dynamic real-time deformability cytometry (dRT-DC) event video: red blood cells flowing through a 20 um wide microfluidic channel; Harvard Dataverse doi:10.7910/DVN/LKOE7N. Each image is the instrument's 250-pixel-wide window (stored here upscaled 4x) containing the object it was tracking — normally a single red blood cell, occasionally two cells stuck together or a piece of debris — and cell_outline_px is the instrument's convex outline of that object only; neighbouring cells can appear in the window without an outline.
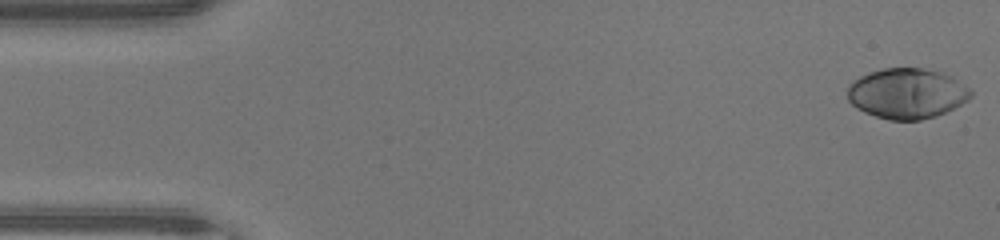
{"species": "human", "species_latin": "Homo sapiens", "temperature_condition": "warm", "stored_images_in_passage": 47, "camera_frame_rate_fps": 3000, "um_per_image_px": 0.085, "donor": {"sex": "male"}, "frame": {"image": 1, "passage_image": 1, "time_ms": 0.0, "image_size_px": [1000, 240], "cell_outline_px": [[972, 96], [968, 100], [936, 116], [920, 120], [888, 120], [864, 112], [856, 108], [848, 100], [848, 84], [852, 80], [868, 72], [884, 68], [924, 68], [940, 72], [952, 76], [968, 88], [972, 92]], "centroid_in_image_um": [77.06, 7.94], "position_along_channel_um": 7.9, "area_um2": 36.18}}
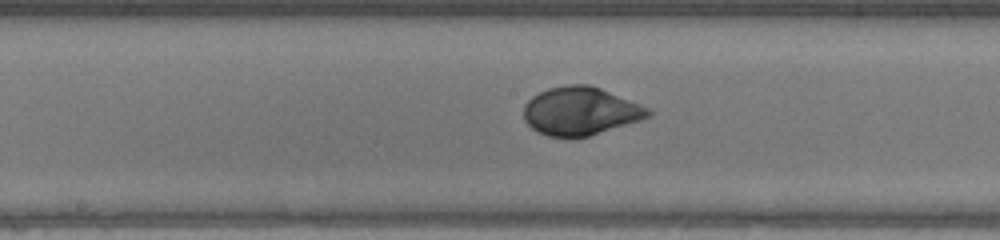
{"frame": {"image": 2, "passage_image": 24, "time_ms": 7.667, "image_size_px": [1000, 240], "cell_outline_px": [[652, 112], [648, 116], [640, 120], [588, 136], [548, 136], [536, 132], [524, 120], [524, 104], [532, 96], [548, 88], [568, 84], [588, 84], [600, 88], [640, 104], [648, 108]], "centroid_in_image_um": [49.3, 9.43], "position_along_channel_um": 198.9, "area_um2": 34.56}}
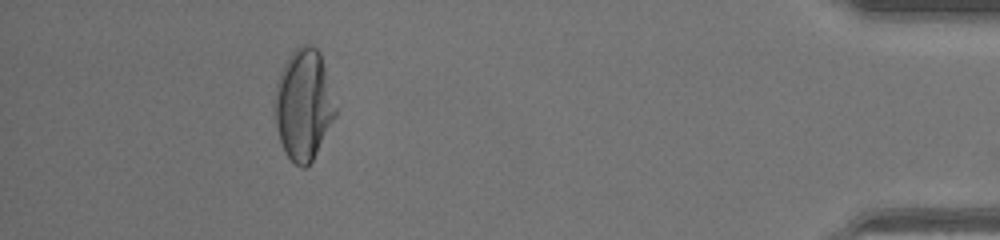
{"frame": {"image": 3, "passage_image": 43, "time_ms": 14.0, "image_size_px": [1000, 240], "cell_outline_px": [[336, 116], [312, 160], [304, 168], [300, 168], [284, 152], [280, 140], [276, 124], [276, 84], [280, 72], [288, 56], [300, 44], [312, 44], [320, 52], [336, 108]], "centroid_in_image_um": [25.81, 8.88], "position_along_channel_um": 409.4, "area_um2": 38.67}, "authors_computed_cell_mechanics": {"area_um2": 35.4314, "velocity_mm_per_s": 4.3331, "shape_relaxation_time_tau1_ms": 2.9295, "shape_relaxation_time_tau2_ms": null, "deformation_change_tau1": 0.1861, "deformation_change_tau2": null}}